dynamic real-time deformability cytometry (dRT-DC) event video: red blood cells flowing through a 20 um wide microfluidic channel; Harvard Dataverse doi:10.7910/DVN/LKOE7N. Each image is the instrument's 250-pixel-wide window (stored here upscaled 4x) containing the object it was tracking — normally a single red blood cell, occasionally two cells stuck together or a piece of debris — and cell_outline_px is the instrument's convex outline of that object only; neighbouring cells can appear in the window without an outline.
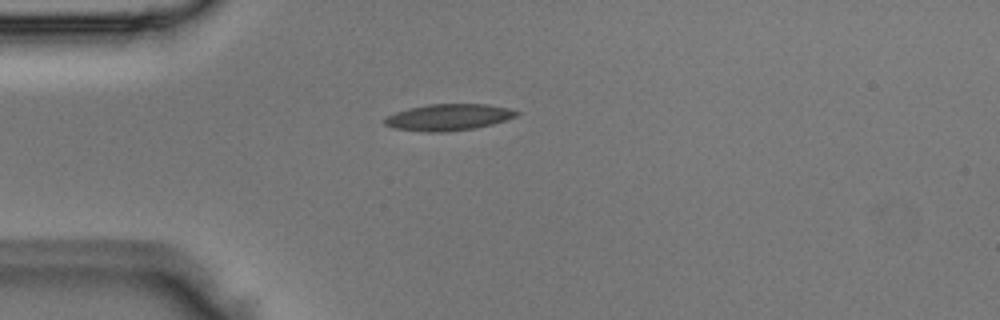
{"species": "Egyptian fruit bat (a non-hibernating species)", "species_latin": "Rousettus aegyptiacus", "temperature_condition": "room temperature", "stored_images_in_passage": 38, "camera_frame_rate_fps": 3000, "um_per_image_px": 0.085, "animal": {"sex": "male"}, "frame": {"image": 1, "passage_image": 1, "time_ms": 0.0, "image_size_px": [1000, 320], "cell_outline_px": [[520, 112], [516, 116], [492, 124], [476, 128], [448, 132], [424, 132], [392, 128], [384, 124], [384, 120], [388, 116], [396, 112], [408, 108], [428, 104], [488, 104], [508, 108]], "centroid_in_image_um": [38.1, 9.97], "position_along_channel_um": 46.9, "area_um2": 20.4}}
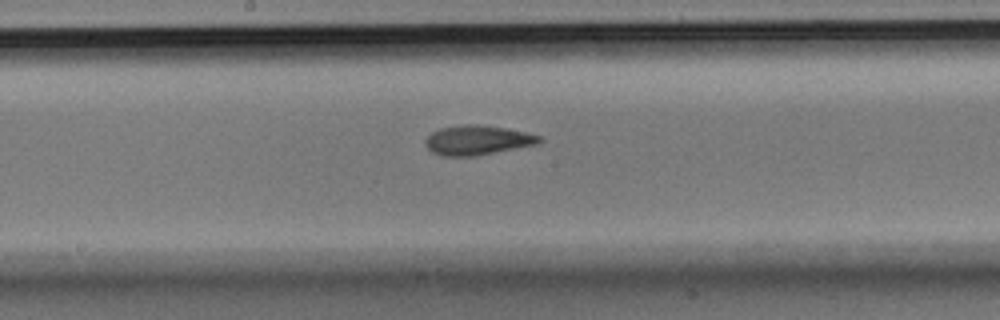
{"frame": {"image": 2, "passage_image": 14, "time_ms": 4.333, "image_size_px": [1000, 320], "cell_outline_px": [[544, 140], [536, 144], [476, 156], [444, 156], [432, 152], [424, 144], [424, 140], [432, 132], [440, 128], [464, 124], [476, 124], [504, 128], [524, 132], [540, 136]], "centroid_in_image_um": [40.54, 11.91], "position_along_channel_um": 207.7, "area_um2": 19.48}}
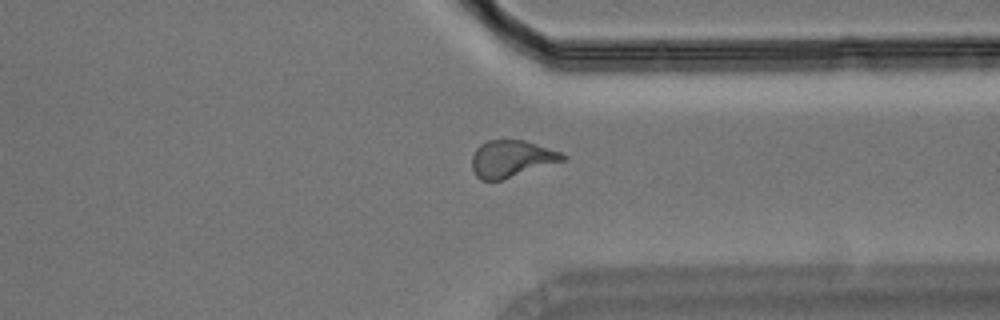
{"frame": {"image": 3, "passage_image": 26, "time_ms": 8.333, "image_size_px": [1000, 320], "cell_outline_px": [[568, 160], [500, 180], [480, 180], [476, 176], [472, 168], [472, 156], [476, 148], [480, 144], [488, 140], [524, 140], [560, 152], [568, 156]], "centroid_in_image_um": [43.49, 13.49], "position_along_channel_um": 367.9, "area_um2": 19.54}}